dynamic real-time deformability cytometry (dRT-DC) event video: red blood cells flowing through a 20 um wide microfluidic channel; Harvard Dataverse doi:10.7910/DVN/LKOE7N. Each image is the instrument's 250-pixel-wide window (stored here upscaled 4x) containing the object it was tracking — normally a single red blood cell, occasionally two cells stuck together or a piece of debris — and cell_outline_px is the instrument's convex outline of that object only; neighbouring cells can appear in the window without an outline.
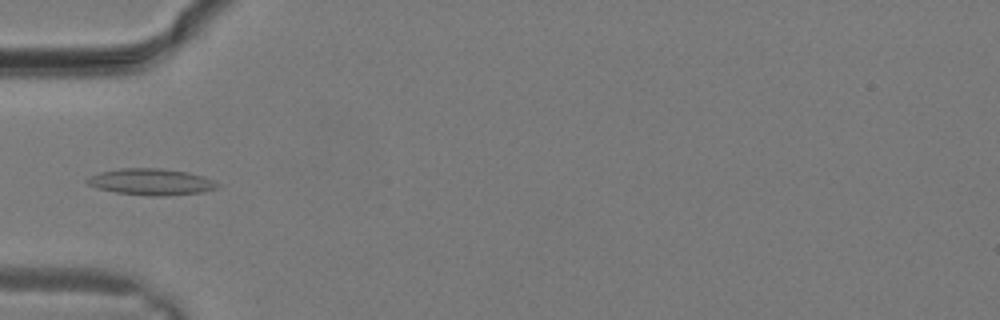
{"species": "common noctule bat (a hibernating species)", "species_latin": "Nyctalus noctula", "temperature_condition": "warm", "stored_images_in_passage": 31, "camera_frame_rate_fps": 3000, "um_per_image_px": 0.085, "animal": {"sex": "male", "body_mass_g": 19.2, "forearm_length_mm": 51.8}, "frame": {"image": 1, "passage_image": 11, "time_ms": 3.333, "image_size_px": [1000, 320], "cell_outline_px": [[220, 184], [216, 188], [200, 192], [164, 196], [152, 196], [116, 192], [96, 188], [88, 184], [84, 180], [88, 176], [100, 172], [120, 168], [160, 168], [188, 172], [204, 176]], "centroid_in_image_um": [12.81, 15.45], "position_along_channel_um": 72.2, "area_um2": 20.06}}
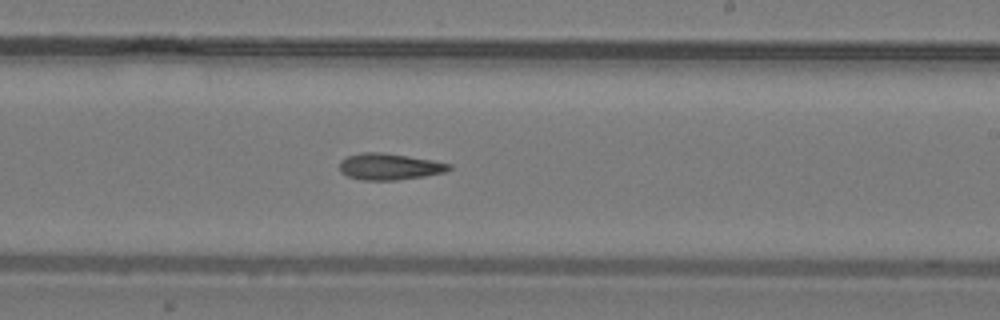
{"frame": {"image": 2, "passage_image": 19, "time_ms": 6.0, "image_size_px": [1000, 320], "cell_outline_px": [[452, 168], [444, 172], [424, 176], [396, 180], [360, 180], [348, 176], [340, 172], [340, 160], [348, 156], [364, 152], [380, 152], [408, 156], [432, 160], [452, 164]], "centroid_in_image_um": [33.09, 14.16], "position_along_channel_um": 255.9, "area_um2": 16.82}}
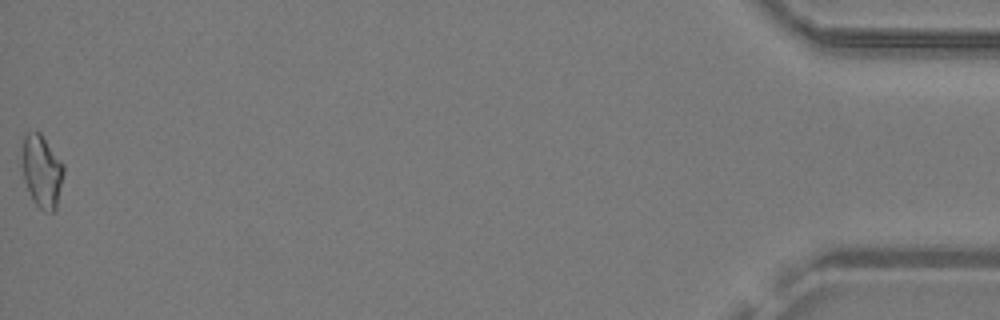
{"frame": {"image": 3, "passage_image": 31, "time_ms": 10.0, "image_size_px": [1000, 320], "cell_outline_px": [[64, 172], [56, 208], [52, 212], [48, 212], [40, 208], [36, 204], [24, 180], [24, 136], [28, 132], [40, 132], [64, 164]], "centroid_in_image_um": [3.6, 14.55], "position_along_channel_um": 431.6, "area_um2": 16.94}}